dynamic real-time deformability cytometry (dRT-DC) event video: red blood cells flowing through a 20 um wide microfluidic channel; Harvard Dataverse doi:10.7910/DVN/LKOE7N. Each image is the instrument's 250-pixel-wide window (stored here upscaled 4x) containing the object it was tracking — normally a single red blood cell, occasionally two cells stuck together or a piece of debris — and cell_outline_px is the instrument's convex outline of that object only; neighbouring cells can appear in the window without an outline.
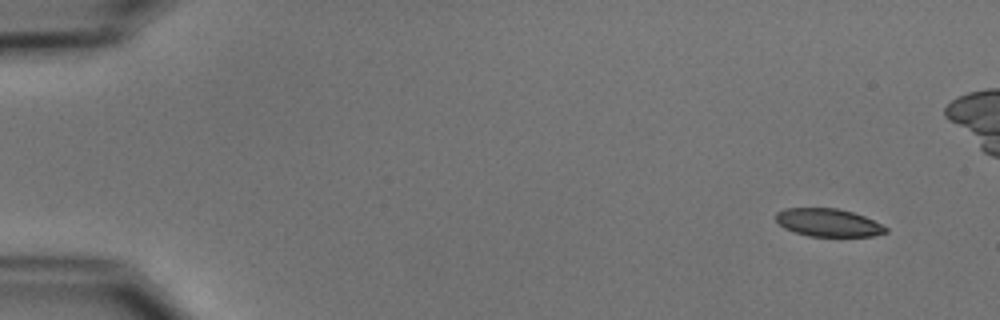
{"species": "common noctule bat (a hibernating species)", "species_latin": "Nyctalus noctula", "temperature_condition": "cold", "stored_images_in_passage": 9, "camera_frame_rate_fps": 3000, "um_per_image_px": 0.085, "animal": {"sex": "male", "body_mass_g": 15.6}, "frame": {"image": 1, "passage_image": 1, "time_ms": 0.0, "image_size_px": [1000, 320], "cell_outline_px": [[888, 232], [872, 236], [808, 236], [784, 228], [776, 220], [776, 212], [784, 208], [836, 208], [852, 212], [864, 216], [888, 228]], "centroid_in_image_um": [70.39, 18.92], "position_along_channel_um": 14.6, "area_um2": 17.74}}